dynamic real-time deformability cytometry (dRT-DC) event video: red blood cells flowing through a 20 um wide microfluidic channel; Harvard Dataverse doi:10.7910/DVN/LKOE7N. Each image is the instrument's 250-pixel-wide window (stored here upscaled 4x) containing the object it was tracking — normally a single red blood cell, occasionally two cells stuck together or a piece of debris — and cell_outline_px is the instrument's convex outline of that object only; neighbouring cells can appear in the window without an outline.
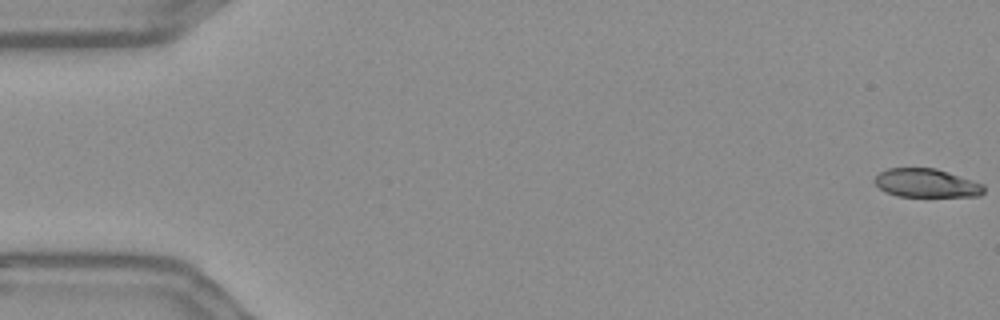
{"species": "Egyptian fruit bat (a non-hibernating species)", "species_latin": "Rousettus aegyptiacus", "temperature_condition": "warm", "stored_images_in_passage": 14, "camera_frame_rate_fps": 3000, "um_per_image_px": 0.085, "frame": {"image": 1, "passage_image": 1, "time_ms": 0.0, "image_size_px": [1000, 320], "cell_outline_px": [[984, 192], [980, 196], [896, 196], [884, 192], [872, 180], [880, 172], [888, 168], [936, 168], [984, 184]], "centroid_in_image_um": [78.72, 15.56], "position_along_channel_um": 6.3, "area_um2": 18.21}}
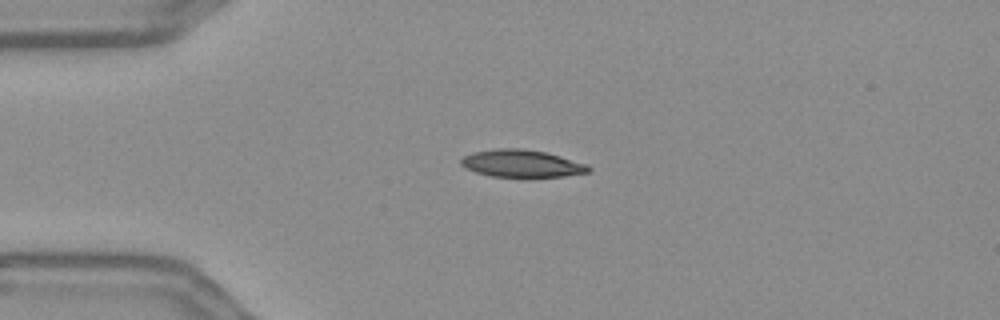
{"frame": {"image": 2, "passage_image": 14, "time_ms": 4.333, "image_size_px": [1000, 320], "cell_outline_px": [[592, 168], [588, 172], [564, 176], [524, 180], [520, 180], [492, 176], [476, 172], [464, 168], [460, 164], [460, 160], [464, 156], [472, 152], [496, 148], [524, 148], [544, 152], [560, 156], [588, 164]], "centroid_in_image_um": [44.34, 13.94], "position_along_channel_um": 40.7, "area_um2": 21.33}}